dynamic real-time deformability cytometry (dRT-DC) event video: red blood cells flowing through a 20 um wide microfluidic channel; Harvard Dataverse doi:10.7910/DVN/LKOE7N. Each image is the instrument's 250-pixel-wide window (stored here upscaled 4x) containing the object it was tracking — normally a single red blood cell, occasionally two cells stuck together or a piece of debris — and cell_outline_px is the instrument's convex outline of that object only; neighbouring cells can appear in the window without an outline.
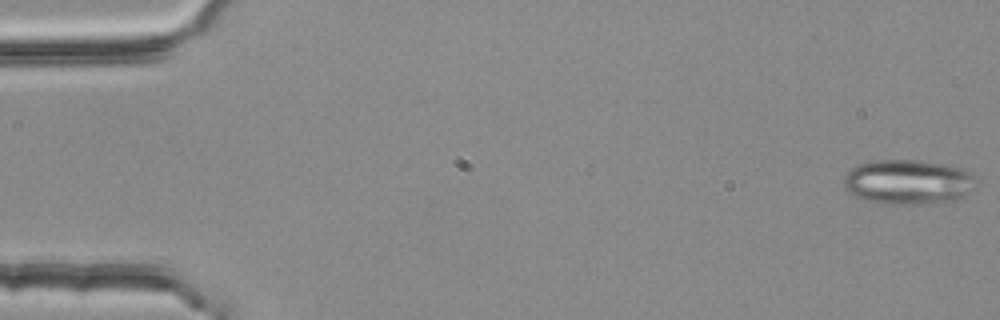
{"species": "common noctule bat (a hibernating species)", "species_latin": "Nyctalus noctula", "temperature_condition": "room temperature", "stored_images_in_passage": 54, "camera_frame_rate_fps": 3000, "um_per_image_px": 0.085, "animal": {"sex": "female", "body_mass_g": 25.1}, "frame": {"image": 1, "passage_image": 1, "time_ms": 0.0, "image_size_px": [1000, 320], "cell_outline_px": [[972, 176], [968, 192], [952, 200], [916, 204], [884, 204], [864, 200], [848, 192], [844, 188], [844, 176], [852, 168], [860, 164], [872, 160], [912, 160], [940, 164], [960, 168], [968, 172]], "centroid_in_image_um": [77.05, 15.47], "position_along_channel_um": 8.0, "area_um2": 33.58}}
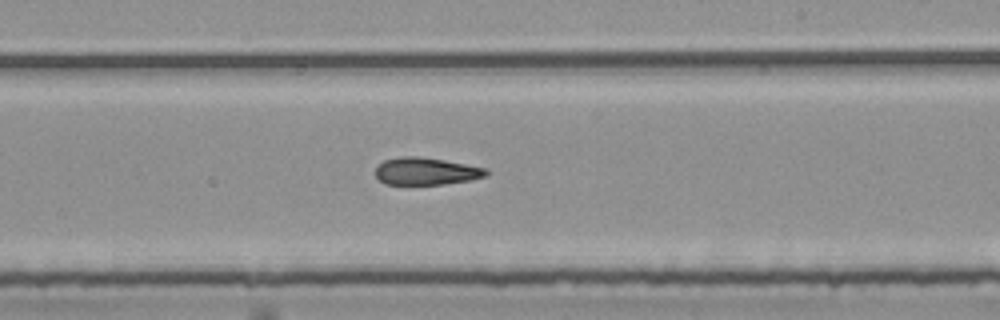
{"frame": {"image": 2, "passage_image": 32, "time_ms": 10.333, "image_size_px": [1000, 320], "cell_outline_px": [[488, 176], [468, 180], [444, 184], [384, 184], [376, 176], [376, 168], [384, 160], [400, 156], [416, 156], [444, 160], [488, 168]], "centroid_in_image_um": [36.23, 14.55], "position_along_channel_um": 252.8, "area_um2": 17.57}}
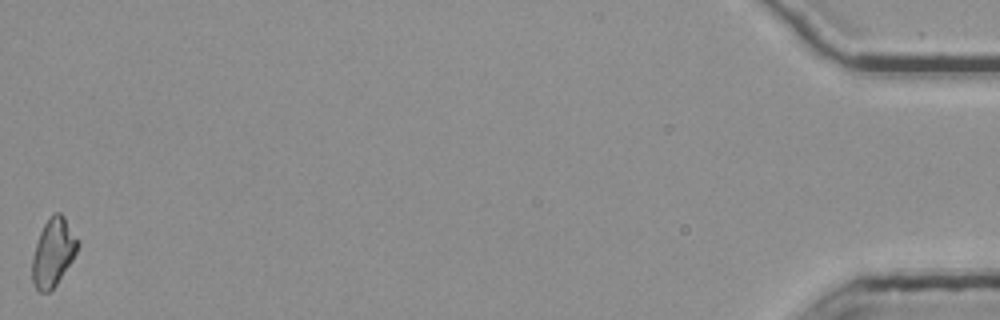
{"frame": {"image": 3, "passage_image": 54, "time_ms": 17.667, "image_size_px": [1000, 320], "cell_outline_px": [[80, 244], [72, 260], [56, 284], [48, 292], [40, 292], [36, 288], [32, 280], [32, 256], [40, 232], [48, 216], [52, 212], [60, 212], [64, 216], [80, 240]], "centroid_in_image_um": [4.53, 21.4], "position_along_channel_um": 430.7, "area_um2": 18.09}, "authors_computed_cell_mechanics": {"area_um2": 18.4671, "velocity_mm_per_s": 3.816, "shape_relaxation_time_tau1_ms": null, "shape_relaxation_time_tau2_ms": 6.0168, "deformation_change_tau1": null, "deformation_change_tau2": 0.1688}}